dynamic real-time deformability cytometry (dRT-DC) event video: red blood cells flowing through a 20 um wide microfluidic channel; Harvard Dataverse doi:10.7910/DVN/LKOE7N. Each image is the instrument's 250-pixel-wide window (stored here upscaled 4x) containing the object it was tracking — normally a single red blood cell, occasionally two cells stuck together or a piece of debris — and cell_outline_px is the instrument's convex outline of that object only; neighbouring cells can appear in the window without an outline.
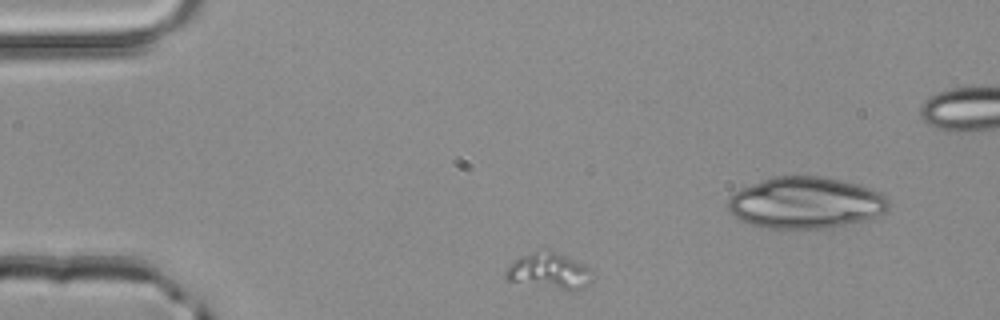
{"species": "common noctule bat (a hibernating species)", "species_latin": "Nyctalus noctula", "temperature_condition": "room temperature", "stored_images_in_passage": 38, "segment_of_instrument_passage": [2, 2], "camera_frame_rate_fps": 3000, "um_per_image_px": 0.085, "animal": {"sex": "male", "body_mass_g": 20.4}, "frame": {"image": 1, "passage_image": 4, "time_ms": 1.0, "image_size_px": [1000, 320], "cell_outline_px": [[592, 280], [580, 292], [568, 292], [504, 280], [504, 272], [520, 256], [532, 252], [556, 252], [584, 264], [592, 268]], "centroid_in_image_um": [46.73, 23.11], "position_along_channel_um": 38.3, "area_um2": 18.55}}